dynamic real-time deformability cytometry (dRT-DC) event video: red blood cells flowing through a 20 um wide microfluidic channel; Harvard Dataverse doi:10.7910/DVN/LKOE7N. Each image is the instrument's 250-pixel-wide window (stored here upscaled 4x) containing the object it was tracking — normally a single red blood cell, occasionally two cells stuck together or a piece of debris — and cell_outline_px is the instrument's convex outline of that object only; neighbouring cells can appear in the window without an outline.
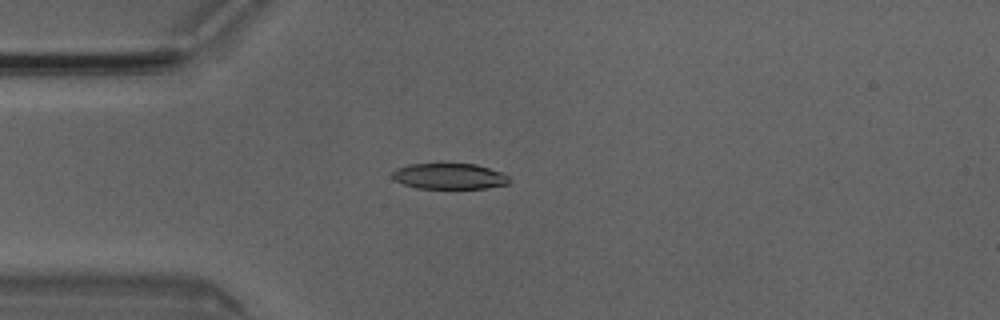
{"species": "Egyptian fruit bat (a non-hibernating species)", "species_latin": "Rousettus aegyptiacus", "temperature_condition": "room temperature", "stored_images_in_passage": 3, "camera_frame_rate_fps": 3000, "um_per_image_px": 0.085, "animal": {"sex": "male"}, "frame": {"image": 1, "passage_image": 3, "time_ms": 0.667, "image_size_px": [1000, 320], "cell_outline_px": [[512, 180], [508, 184], [488, 188], [416, 188], [404, 184], [396, 180], [392, 176], [392, 172], [396, 168], [408, 164], [476, 164], [504, 172]], "centroid_in_image_um": [38.25, 14.98], "position_along_channel_um": 46.8, "area_um2": 17.69}}